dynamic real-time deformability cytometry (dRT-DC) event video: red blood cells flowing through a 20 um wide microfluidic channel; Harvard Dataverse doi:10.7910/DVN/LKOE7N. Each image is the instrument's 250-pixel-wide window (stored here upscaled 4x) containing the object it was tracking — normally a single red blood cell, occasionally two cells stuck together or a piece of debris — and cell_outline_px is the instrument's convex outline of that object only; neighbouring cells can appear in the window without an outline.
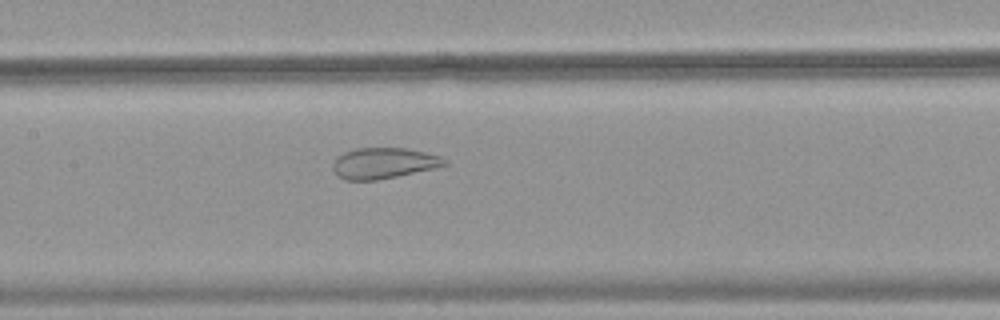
{"species": "common noctule bat (a hibernating species)", "species_latin": "Nyctalus noctula", "temperature_condition": "warm", "stored_images_in_passage": 52, "camera_frame_rate_fps": 3000, "um_per_image_px": 0.085, "animal": {"sex": "female", "body_mass_g": 18.4}, "frame": {"image": 1, "passage_image": 26, "time_ms": 8.333, "image_size_px": [1000, 320], "cell_outline_px": [[448, 164], [436, 168], [376, 180], [344, 180], [336, 176], [332, 168], [332, 164], [344, 152], [356, 148], [408, 148], [440, 156], [448, 160]], "centroid_in_image_um": [32.62, 13.87], "position_along_channel_um": 174.8, "area_um2": 20.11}}
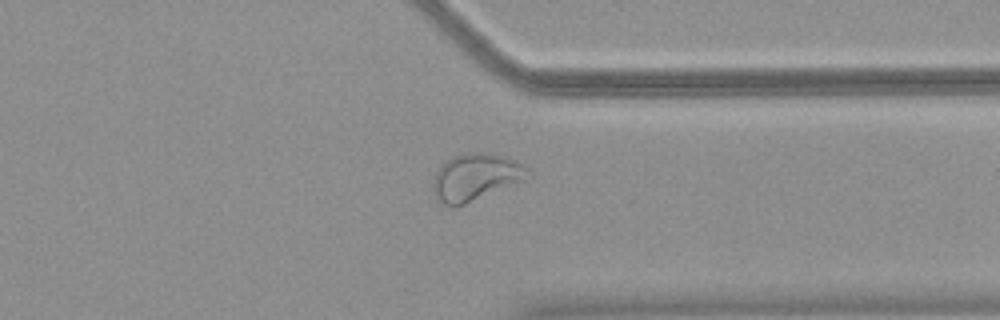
{"frame": {"image": 2, "passage_image": 41, "time_ms": 13.333, "image_size_px": [1000, 320], "cell_outline_px": [[532, 176], [524, 180], [464, 204], [452, 208], [444, 204], [432, 192], [432, 184], [436, 172], [440, 164], [452, 156], [476, 152], [480, 152], [508, 156], [520, 164]], "centroid_in_image_um": [40.38, 15.05], "position_along_channel_um": 371.0, "area_um2": 25.72}}
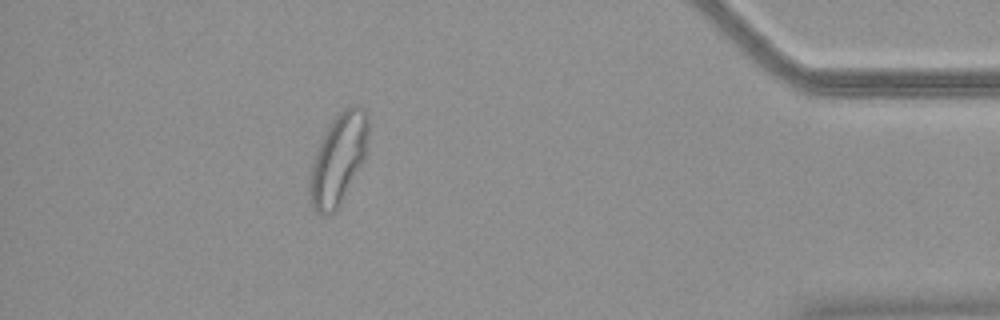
{"frame": {"image": 3, "passage_image": 47, "time_ms": 15.333, "image_size_px": [1000, 320], "cell_outline_px": [[368, 132], [364, 160], [340, 204], [328, 216], [316, 212], [312, 204], [308, 192], [308, 180], [312, 164], [316, 152], [328, 124], [344, 108], [352, 104], [356, 104], [364, 108], [368, 116]], "centroid_in_image_um": [28.75, 13.5], "position_along_channel_um": 406.5, "area_um2": 30.87}}